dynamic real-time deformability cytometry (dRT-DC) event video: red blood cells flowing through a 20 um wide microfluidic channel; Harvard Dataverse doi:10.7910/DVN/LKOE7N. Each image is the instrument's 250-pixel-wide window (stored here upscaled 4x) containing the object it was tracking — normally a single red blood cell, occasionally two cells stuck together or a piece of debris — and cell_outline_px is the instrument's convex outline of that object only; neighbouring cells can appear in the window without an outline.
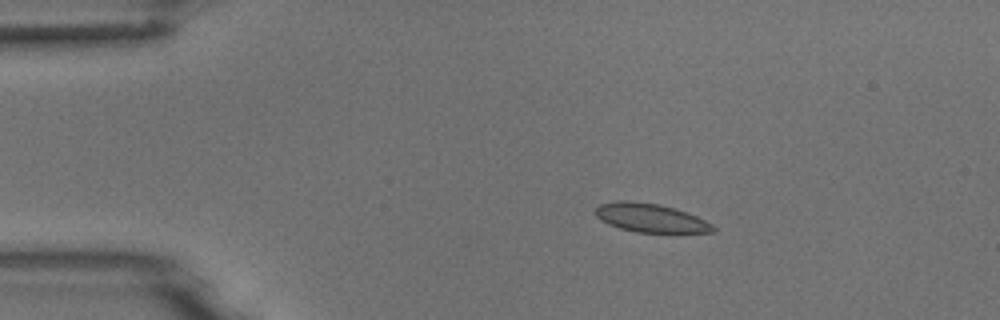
{"species": "common noctule bat (a hibernating species)", "species_latin": "Nyctalus noctula", "temperature_condition": "room temperature", "stored_images_in_passage": 5, "camera_frame_rate_fps": 3000, "um_per_image_px": 0.085, "animal": {"sex": "male", "body_mass_g": 18.8}, "frame": {"image": 1, "passage_image": 3, "time_ms": 0.667, "image_size_px": [1000, 320], "cell_outline_px": [[716, 232], [636, 232], [620, 228], [608, 224], [600, 220], [596, 216], [596, 208], [600, 204], [616, 200], [632, 200], [660, 204], [688, 212], [712, 224], [716, 228]], "centroid_in_image_um": [55.28, 18.5], "position_along_channel_um": 29.7, "area_um2": 19.71}}